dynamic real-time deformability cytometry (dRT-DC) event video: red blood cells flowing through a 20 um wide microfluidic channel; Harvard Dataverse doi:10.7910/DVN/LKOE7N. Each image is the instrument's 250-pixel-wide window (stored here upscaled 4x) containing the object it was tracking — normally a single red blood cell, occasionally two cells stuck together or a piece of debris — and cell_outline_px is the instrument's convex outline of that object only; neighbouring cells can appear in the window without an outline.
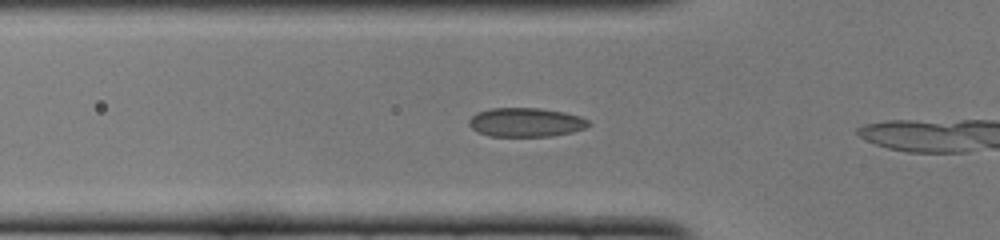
{"species": "common noctule bat (a hibernating species)", "species_latin": "Nyctalus noctula", "temperature_condition": "cold", "stored_images_in_passage": 7, "camera_frame_rate_fps": 3000, "um_per_image_px": 0.085, "animal": {"sex": "female", "body_mass_g": 22.0, "forearm_length_mm": 56.7}, "frame": {"image": 1, "passage_image": 5, "time_ms": 1.333, "image_size_px": [1000, 240], "cell_outline_px": [[592, 124], [584, 128], [572, 132], [552, 136], [488, 136], [476, 132], [468, 124], [468, 120], [476, 112], [492, 108], [540, 108], [564, 112], [580, 116], [588, 120]], "centroid_in_image_um": [44.68, 10.4], "position_along_channel_um": 81.1, "area_um2": 20.35}}